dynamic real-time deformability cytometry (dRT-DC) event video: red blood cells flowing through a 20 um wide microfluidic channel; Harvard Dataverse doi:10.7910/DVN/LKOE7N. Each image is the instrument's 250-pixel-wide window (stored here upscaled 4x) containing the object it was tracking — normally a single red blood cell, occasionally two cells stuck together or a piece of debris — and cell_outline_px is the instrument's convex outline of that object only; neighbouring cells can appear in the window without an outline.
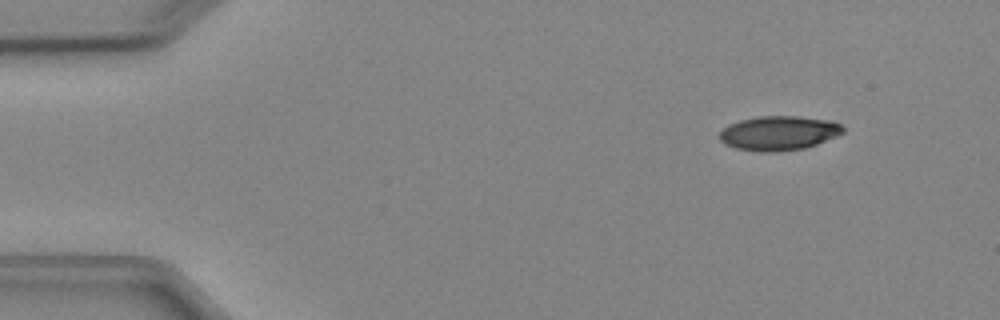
{"species": "Egyptian fruit bat (a non-hibernating species)", "species_latin": "Rousettus aegyptiacus", "temperature_condition": "cold", "stored_images_in_passage": 6, "camera_frame_rate_fps": 3000, "um_per_image_px": 0.085, "animal": {"sex": "female"}, "frame": {"image": 1, "passage_image": 1, "time_ms": 0.0, "image_size_px": [1000, 320], "cell_outline_px": [[844, 132], [836, 136], [816, 144], [804, 148], [776, 152], [760, 152], [736, 148], [724, 144], [720, 140], [720, 132], [728, 124], [740, 120], [756, 116], [796, 116], [832, 120], [840, 124], [844, 128]], "centroid_in_image_um": [66.19, 11.31], "position_along_channel_um": 18.8, "area_um2": 24.8}}
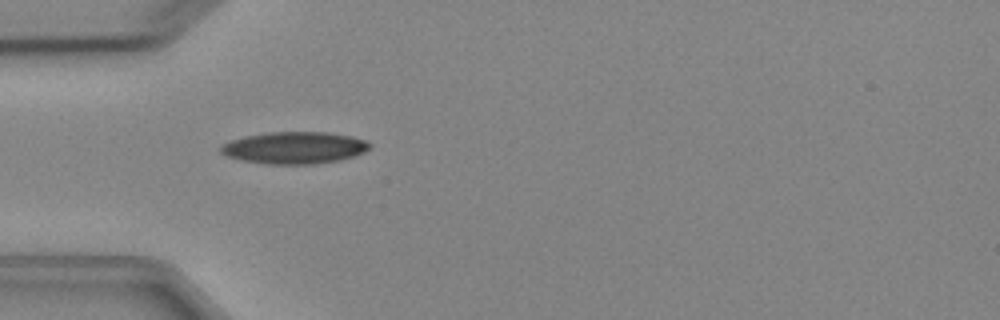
{"frame": {"image": 2, "passage_image": 4, "time_ms": 3.333, "image_size_px": [1000, 320], "cell_outline_px": [[372, 148], [356, 156], [340, 160], [312, 164], [268, 164], [244, 160], [228, 156], [220, 152], [220, 144], [244, 136], [268, 132], [328, 132], [352, 136], [364, 140], [372, 144]], "centroid_in_image_um": [25.06, 12.55], "position_along_channel_um": 59.9, "area_um2": 27.86}}